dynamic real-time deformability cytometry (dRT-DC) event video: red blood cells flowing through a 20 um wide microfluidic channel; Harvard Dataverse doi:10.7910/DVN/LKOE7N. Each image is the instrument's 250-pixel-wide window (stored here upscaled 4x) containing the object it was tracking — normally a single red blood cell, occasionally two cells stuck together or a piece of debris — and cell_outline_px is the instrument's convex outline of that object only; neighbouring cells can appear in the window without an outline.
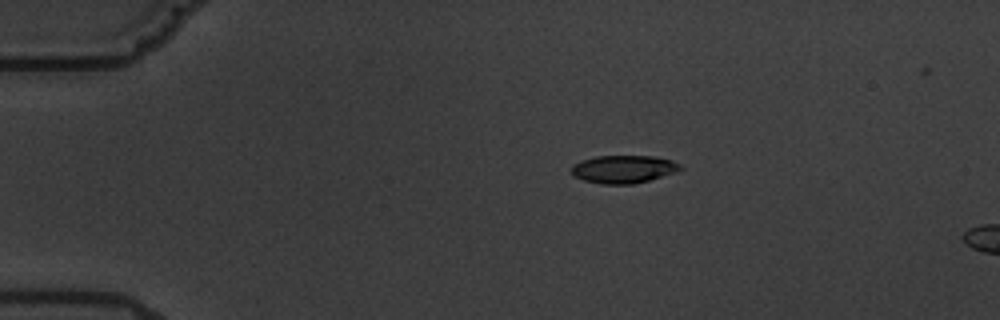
{"species": "common noctule bat (a hibernating species)", "species_latin": "Nyctalus noctula", "temperature_condition": "warm", "stored_images_in_passage": 6, "camera_frame_rate_fps": 3000, "um_per_image_px": 0.085, "animal": {"sex": "male", "body_mass_g": 19.5, "forearm_length_mm": 54.6}, "frame": {"image": 1, "passage_image": 4, "time_ms": 3.333, "image_size_px": [1000, 320], "cell_outline_px": [[684, 168], [680, 172], [632, 184], [600, 184], [584, 180], [576, 176], [572, 172], [572, 164], [580, 160], [596, 156], [652, 156], [672, 160], [680, 164]], "centroid_in_image_um": [53.04, 14.37], "position_along_channel_um": 32.0, "area_um2": 17.8}}